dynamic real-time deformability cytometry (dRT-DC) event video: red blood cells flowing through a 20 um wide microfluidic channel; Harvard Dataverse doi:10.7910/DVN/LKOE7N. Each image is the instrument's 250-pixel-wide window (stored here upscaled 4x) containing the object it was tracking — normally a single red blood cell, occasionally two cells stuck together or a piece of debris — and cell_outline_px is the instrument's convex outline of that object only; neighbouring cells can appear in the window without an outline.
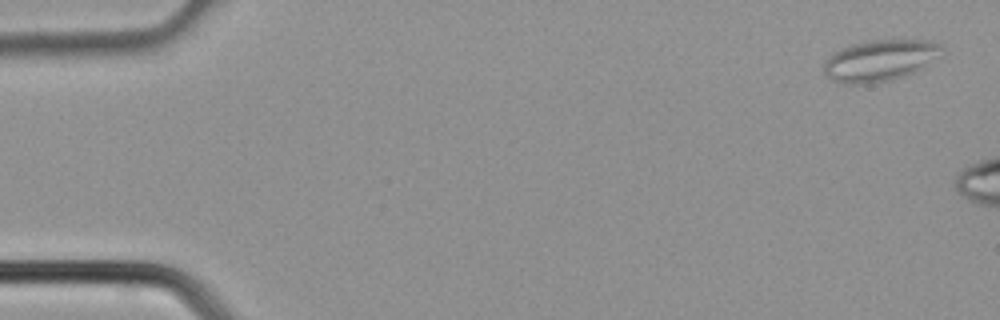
{"species": "common noctule bat (a hibernating species)", "species_latin": "Nyctalus noctula", "temperature_condition": "cold", "stored_images_in_passage": 3, "camera_frame_rate_fps": 3000, "um_per_image_px": 0.085, "animal": {"sex": "male", "body_mass_g": 21.5, "forearm_length_mm": 52.0}, "frame": {"image": 1, "passage_image": 1, "time_ms": 0.0, "image_size_px": [1000, 320], "cell_outline_px": [[940, 56], [924, 68], [916, 72], [904, 76], [888, 80], [864, 84], [844, 84], [832, 80], [824, 72], [824, 64], [836, 52], [852, 44], [872, 40], [932, 40], [940, 44]], "centroid_in_image_um": [74.84, 5.14], "position_along_channel_um": 10.2, "area_um2": 28.09}}